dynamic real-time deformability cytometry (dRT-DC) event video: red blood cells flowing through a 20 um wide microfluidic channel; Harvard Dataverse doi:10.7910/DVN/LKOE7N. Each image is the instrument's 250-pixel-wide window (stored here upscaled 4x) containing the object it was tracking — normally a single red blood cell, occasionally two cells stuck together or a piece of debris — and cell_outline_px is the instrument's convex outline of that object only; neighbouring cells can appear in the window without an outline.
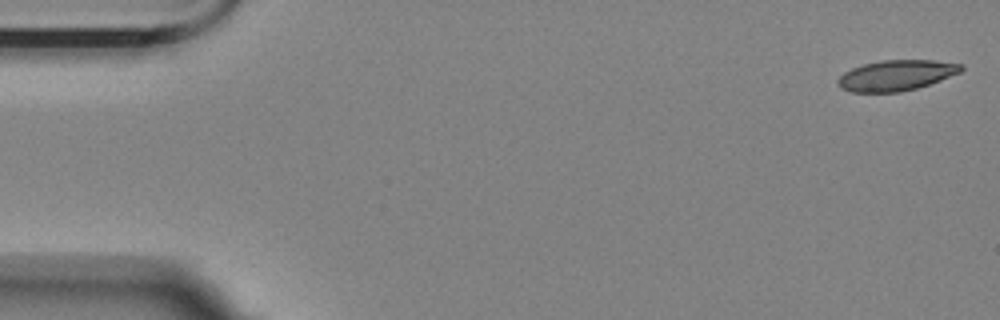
{"species": "Egyptian fruit bat (a non-hibernating species)", "species_latin": "Rousettus aegyptiacus", "temperature_condition": "room temperature", "stored_images_in_passage": 57, "camera_frame_rate_fps": 3000, "um_per_image_px": 0.085, "animal": {"sex": "female"}, "frame": {"image": 1, "passage_image": 1, "time_ms": 0.0, "image_size_px": [1000, 320], "cell_outline_px": [[964, 68], [960, 72], [940, 80], [916, 88], [900, 92], [852, 92], [840, 88], [836, 84], [836, 80], [844, 72], [852, 68], [864, 64], [880, 60], [932, 60], [964, 64]], "centroid_in_image_um": [76.15, 6.4], "position_along_channel_um": 8.8, "area_um2": 21.96}}
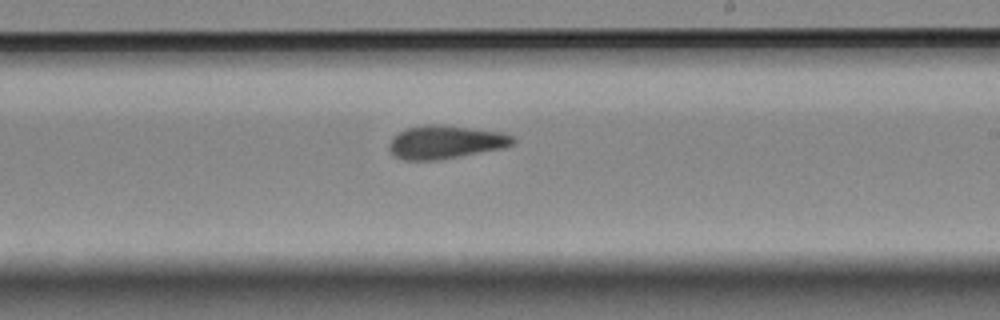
{"frame": {"image": 2, "passage_image": 33, "time_ms": 10.667, "image_size_px": [1000, 320], "cell_outline_px": [[516, 140], [512, 144], [504, 148], [436, 160], [404, 160], [396, 156], [388, 148], [388, 144], [404, 128], [424, 124], [440, 124], [504, 132], [516, 136]], "centroid_in_image_um": [37.91, 12.06], "position_along_channel_um": 251.1, "area_um2": 24.04}}
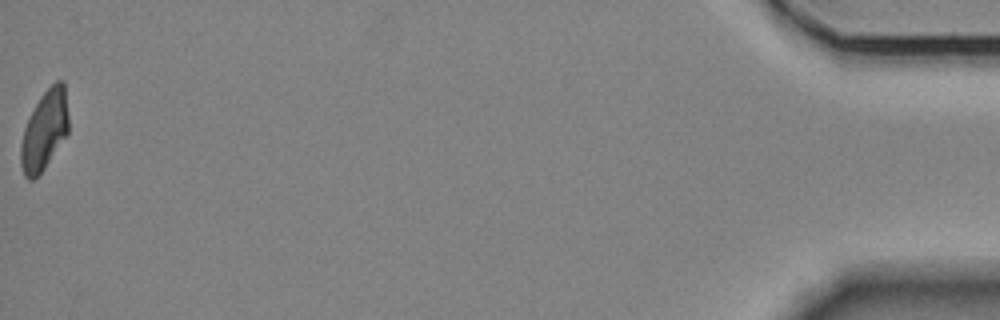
{"frame": {"image": 3, "passage_image": 57, "time_ms": 18.667, "image_size_px": [1000, 320], "cell_outline_px": [[68, 132], [44, 168], [32, 180], [28, 180], [24, 176], [20, 164], [20, 144], [24, 128], [40, 96], [56, 80], [64, 80], [68, 116]], "centroid_in_image_um": [3.77, 11.07], "position_along_channel_um": 431.4, "area_um2": 21.85}, "authors_computed_cell_mechanics": {"area_um2": 23.4668, "velocity_mm_per_s": 3.4722, "shape_relaxation_time_tau1_ms": null, "shape_relaxation_time_tau2_ms": 4.7468, "deformation_change_tau1": null, "deformation_change_tau2": 0.1259}}